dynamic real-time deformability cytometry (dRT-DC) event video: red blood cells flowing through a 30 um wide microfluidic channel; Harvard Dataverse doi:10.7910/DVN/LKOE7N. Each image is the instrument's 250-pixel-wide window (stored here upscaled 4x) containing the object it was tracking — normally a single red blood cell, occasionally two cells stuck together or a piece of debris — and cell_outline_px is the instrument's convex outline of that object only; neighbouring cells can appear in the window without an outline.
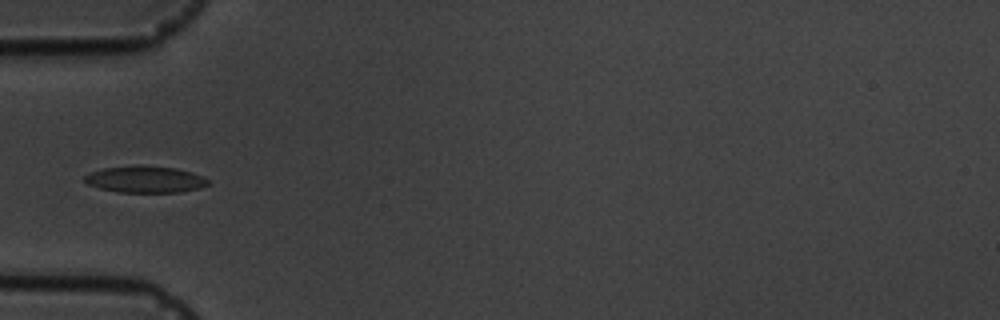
{"species": "common noctule bat (a hibernating species)", "species_latin": "Nyctalus noctula", "temperature_condition": "cold", "stored_images_in_passage": 4, "camera_frame_rate_fps": 3000, "um_per_image_px": 0.085, "animal": {"sex": "male", "body_mass_g": 19.5, "forearm_length_mm": 54.6}, "frame": {"image": 1, "passage_image": 2, "time_ms": 1.333, "image_size_px": [1000, 320], "cell_outline_px": [[208, 184], [200, 188], [180, 192], [116, 192], [100, 188], [88, 184], [84, 180], [84, 176], [92, 172], [104, 168], [132, 164], [140, 164], [176, 168], [192, 172], [204, 176], [208, 180]], "centroid_in_image_um": [12.35, 15.23], "position_along_channel_um": 72.6, "area_um2": 19.42}}
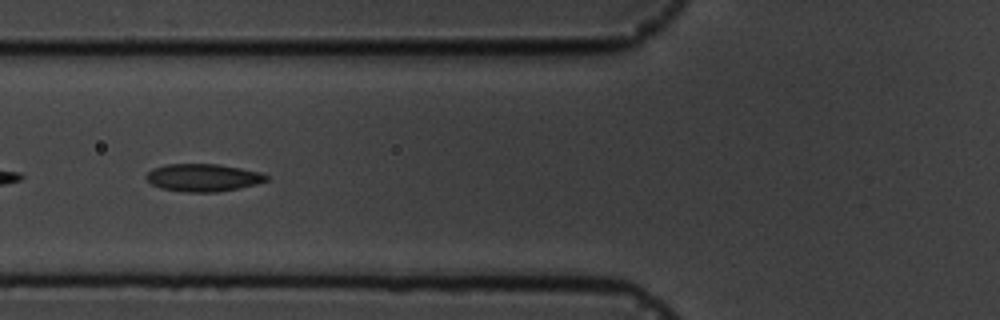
{"frame": {"image": 2, "passage_image": 3, "time_ms": 2.333, "image_size_px": [1000, 320], "cell_outline_px": [[268, 180], [256, 184], [216, 192], [184, 192], [160, 188], [152, 184], [144, 176], [152, 168], [164, 164], [216, 164], [240, 168], [260, 172], [268, 176]], "centroid_in_image_um": [17.22, 15.09], "position_along_channel_um": 108.6, "area_um2": 19.25}}
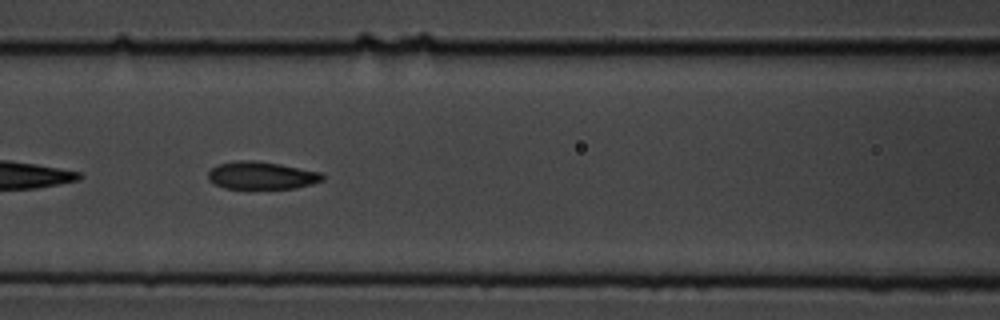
{"frame": {"image": 3, "passage_image": 4, "time_ms": 3.333, "image_size_px": [1000, 320], "cell_outline_px": [[324, 180], [312, 184], [296, 188], [224, 188], [208, 180], [208, 172], [216, 164], [236, 160], [256, 160], [280, 164], [320, 172], [324, 176]], "centroid_in_image_um": [22.21, 14.9], "position_along_channel_um": 144.4, "area_um2": 18.44}}